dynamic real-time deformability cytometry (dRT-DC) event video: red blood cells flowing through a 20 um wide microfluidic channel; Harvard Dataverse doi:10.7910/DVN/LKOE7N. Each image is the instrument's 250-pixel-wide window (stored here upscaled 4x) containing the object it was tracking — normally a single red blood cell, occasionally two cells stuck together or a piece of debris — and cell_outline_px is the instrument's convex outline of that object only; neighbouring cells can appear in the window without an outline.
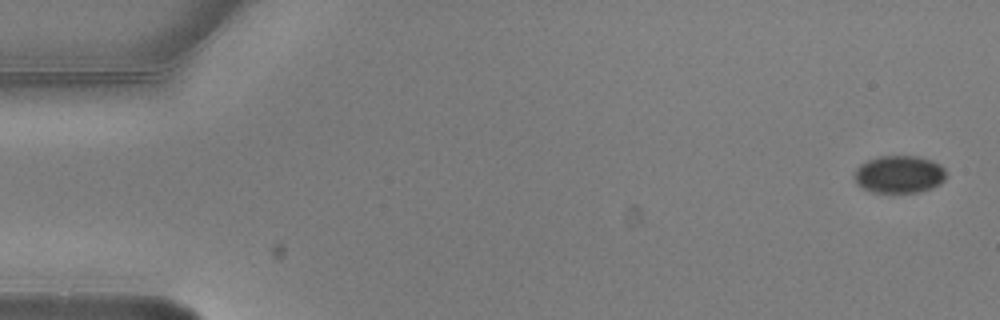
{"species": "common noctule bat (a hibernating species)", "species_latin": "Nyctalus noctula", "temperature_condition": "warm", "stored_images_in_passage": 10, "camera_frame_rate_fps": 3000, "um_per_image_px": 0.085, "animal": {"sex": "male", "body_mass_g": 20.5, "forearm_length_mm": 52.5}, "frame": {"image": 1, "passage_image": 1, "time_ms": 0.0, "image_size_px": [1000, 320], "cell_outline_px": [[948, 176], [940, 184], [932, 188], [920, 192], [872, 192], [860, 188], [856, 184], [852, 176], [856, 168], [860, 164], [868, 160], [880, 156], [920, 156], [932, 160], [940, 164], [944, 168]], "centroid_in_image_um": [76.42, 14.82], "position_along_channel_um": 8.6, "area_um2": 20.52}}
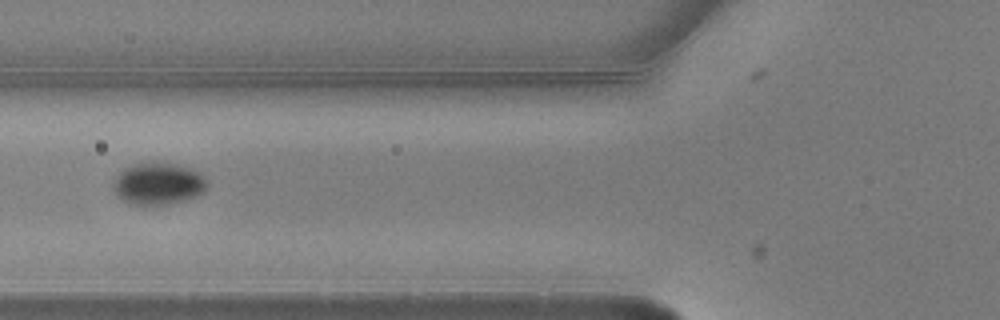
{"frame": {"image": 2, "passage_image": 5, "time_ms": 1.333, "image_size_px": [1000, 320], "cell_outline_px": [[208, 188], [204, 192], [196, 196], [184, 200], [168, 204], [128, 204], [112, 188], [120, 172], [124, 168], [132, 164], [176, 164], [188, 168], [204, 176], [208, 184]], "centroid_in_image_um": [13.48, 15.63], "position_along_channel_um": 112.3, "area_um2": 22.31}}
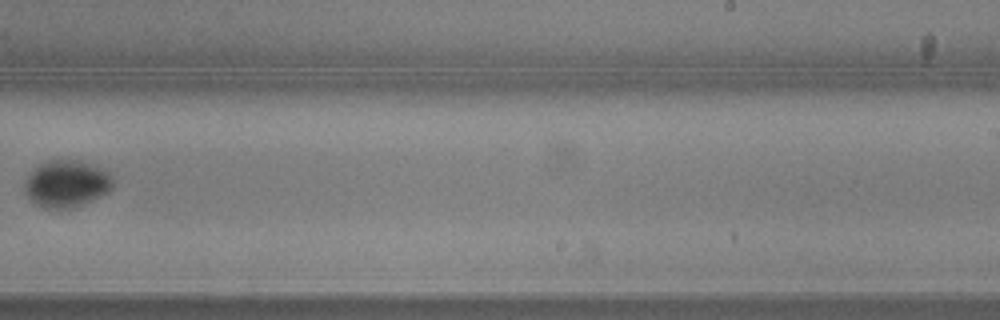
{"frame": {"image": 3, "passage_image": 9, "time_ms": 2.667, "image_size_px": [1000, 320], "cell_outline_px": [[112, 188], [108, 192], [92, 200], [72, 208], [48, 208], [32, 200], [24, 192], [24, 180], [40, 164], [48, 160], [72, 160], [100, 168], [108, 172], [112, 176]], "centroid_in_image_um": [5.65, 15.62], "position_along_channel_um": 283.4, "area_um2": 23.58}}